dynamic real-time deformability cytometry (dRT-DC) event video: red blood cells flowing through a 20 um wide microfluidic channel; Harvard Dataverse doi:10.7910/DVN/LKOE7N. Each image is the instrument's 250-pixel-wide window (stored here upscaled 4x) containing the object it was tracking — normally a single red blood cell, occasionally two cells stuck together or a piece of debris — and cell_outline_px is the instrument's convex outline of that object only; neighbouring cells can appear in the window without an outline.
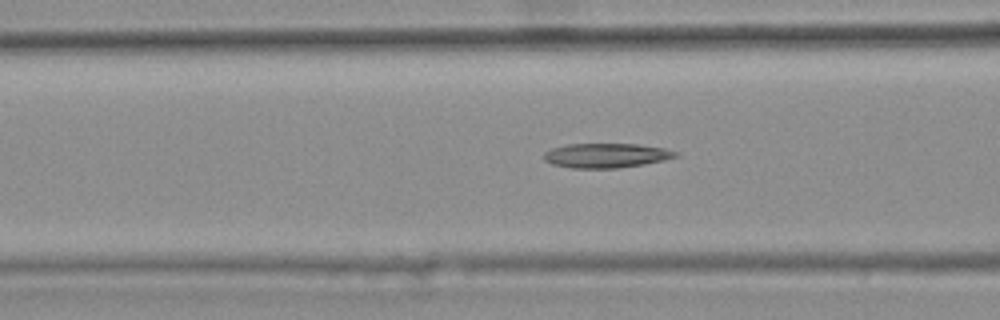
{"species": "common noctule bat (a hibernating species)", "species_latin": "Nyctalus noctula", "temperature_condition": "warm", "stored_images_in_passage": 39, "camera_frame_rate_fps": 3000, "um_per_image_px": 0.085, "animal": {"sex": "female", "body_mass_g": 25.1}, "frame": {"image": 1, "passage_image": 12, "time_ms": 3.667, "image_size_px": [1000, 320], "cell_outline_px": [[680, 156], [664, 160], [644, 164], [616, 168], [572, 168], [552, 164], [544, 160], [544, 152], [552, 148], [568, 144], [636, 144], [664, 148], [680, 152]], "centroid_in_image_um": [51.55, 13.21], "position_along_channel_um": 115.0, "area_um2": 18.84}}